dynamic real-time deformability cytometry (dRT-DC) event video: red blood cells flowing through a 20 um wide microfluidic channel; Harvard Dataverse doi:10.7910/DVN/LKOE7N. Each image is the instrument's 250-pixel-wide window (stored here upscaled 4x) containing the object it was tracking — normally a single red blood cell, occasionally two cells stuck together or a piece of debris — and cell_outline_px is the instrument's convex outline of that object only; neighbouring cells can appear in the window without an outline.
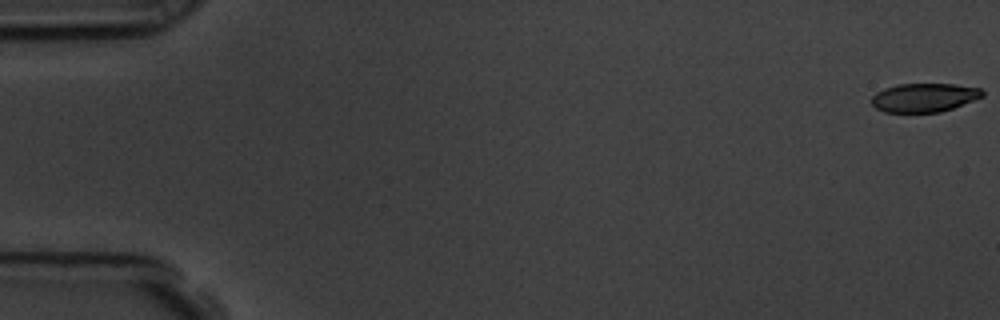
{"species": "common noctule bat (a hibernating species)", "species_latin": "Nyctalus noctula", "temperature_condition": "room temperature", "stored_images_in_passage": 51, "camera_frame_rate_fps": 3000, "um_per_image_px": 0.085, "animal": {"sex": "male", "body_mass_g": 19.5, "forearm_length_mm": 54.6}, "frame": {"image": 1, "passage_image": 1, "time_ms": 0.0, "image_size_px": [1000, 320], "cell_outline_px": [[984, 96], [952, 108], [940, 112], [884, 112], [876, 108], [872, 104], [872, 96], [876, 92], [884, 88], [896, 84], [956, 84], [980, 88], [984, 92]], "centroid_in_image_um": [78.54, 8.28], "position_along_channel_um": 6.5, "area_um2": 18.55}}
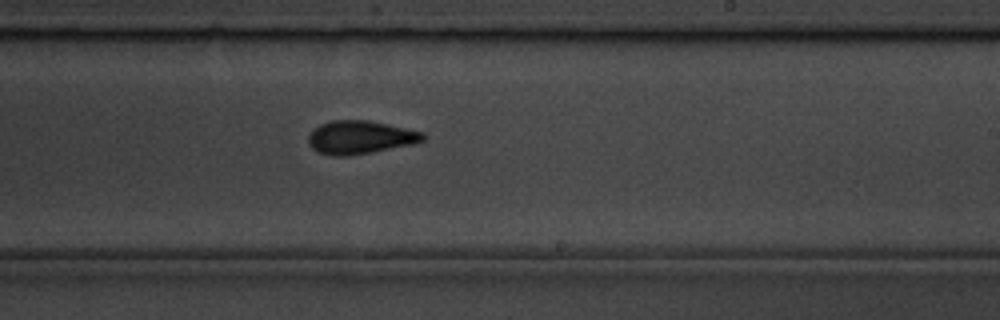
{"frame": {"image": 2, "passage_image": 35, "time_ms": 11.333, "image_size_px": [1000, 320], "cell_outline_px": [[428, 136], [424, 140], [416, 144], [372, 152], [348, 156], [332, 156], [320, 152], [312, 148], [308, 144], [308, 136], [312, 128], [320, 124], [332, 120], [368, 120], [388, 124], [424, 132]], "centroid_in_image_um": [30.64, 11.67], "position_along_channel_um": 258.4, "area_um2": 22.54}}
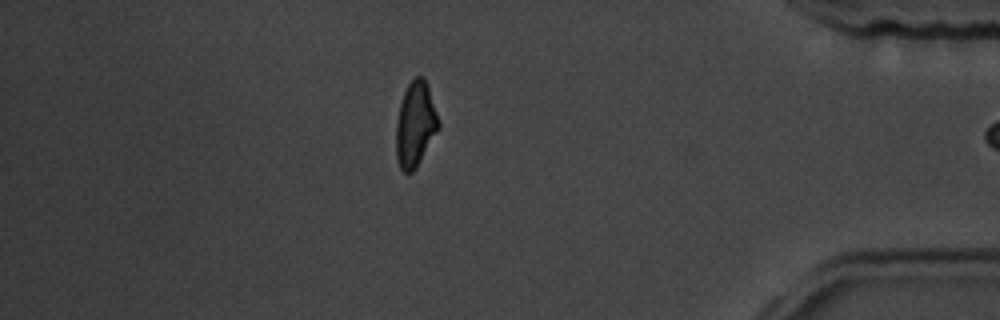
{"frame": {"image": 3, "passage_image": 50, "time_ms": 16.333, "image_size_px": [1000, 320], "cell_outline_px": [[440, 128], [416, 168], [412, 172], [404, 172], [400, 168], [396, 160], [396, 124], [400, 104], [404, 92], [408, 84], [416, 76], [424, 76], [428, 84], [440, 120]], "centroid_in_image_um": [35.32, 10.56], "position_along_channel_um": 399.9, "area_um2": 21.33}}